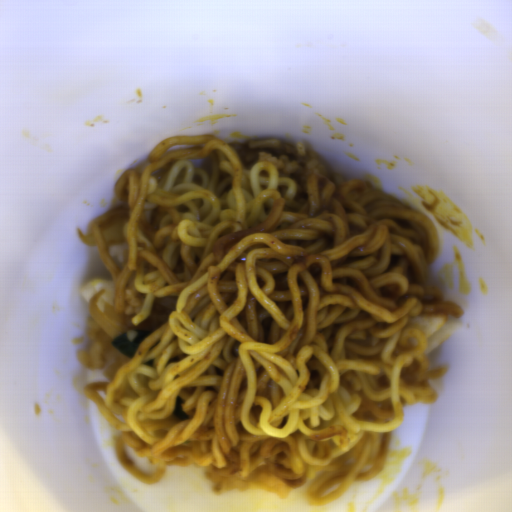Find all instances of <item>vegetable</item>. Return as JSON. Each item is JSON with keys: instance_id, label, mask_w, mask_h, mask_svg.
Segmentation results:
<instances>
[{"instance_id": "add77e79", "label": "vegetable", "mask_w": 512, "mask_h": 512, "mask_svg": "<svg viewBox=\"0 0 512 512\" xmlns=\"http://www.w3.org/2000/svg\"><path fill=\"white\" fill-rule=\"evenodd\" d=\"M137 335L134 340H128L125 332L121 336H115L114 340L111 343V346L116 348L120 353H122L125 357L133 358L136 349L142 342V340L149 334L151 331L147 330H136Z\"/></svg>"}, {"instance_id": "ea0f7189", "label": "vegetable", "mask_w": 512, "mask_h": 512, "mask_svg": "<svg viewBox=\"0 0 512 512\" xmlns=\"http://www.w3.org/2000/svg\"><path fill=\"white\" fill-rule=\"evenodd\" d=\"M182 402H183V400L181 399V397L177 396V398L174 402V410L172 413L174 416H176L180 420H188L190 416H189V414L184 413V411L182 409Z\"/></svg>"}]
</instances>
